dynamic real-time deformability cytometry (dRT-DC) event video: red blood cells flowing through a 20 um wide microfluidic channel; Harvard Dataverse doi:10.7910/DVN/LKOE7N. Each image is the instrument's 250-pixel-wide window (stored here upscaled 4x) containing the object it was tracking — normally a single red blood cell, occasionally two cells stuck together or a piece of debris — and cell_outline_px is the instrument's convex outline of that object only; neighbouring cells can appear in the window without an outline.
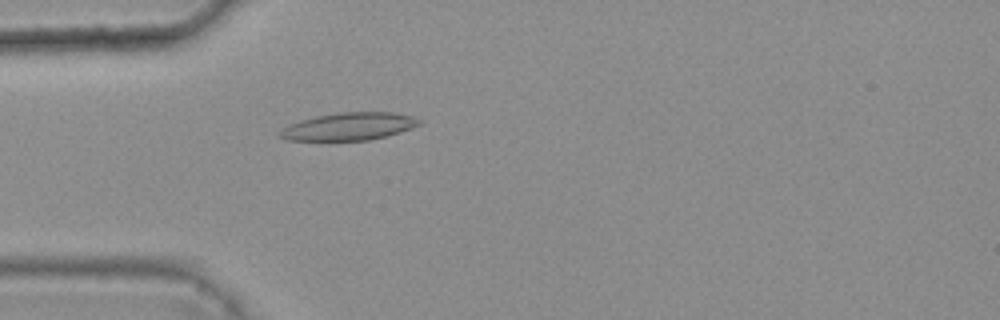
{"species": "common noctule bat (a hibernating species)", "species_latin": "Nyctalus noctula", "temperature_condition": "warm", "stored_images_in_passage": 2, "camera_frame_rate_fps": 3000, "um_per_image_px": 0.085, "animal": {"sex": "female", "body_mass_g": 25.1}, "frame": {"image": 1, "passage_image": 2, "time_ms": 0.333, "image_size_px": [1000, 320], "cell_outline_px": [[420, 124], [412, 128], [400, 132], [368, 140], [284, 140], [276, 136], [276, 132], [288, 124], [300, 120], [316, 116], [340, 112], [392, 112], [412, 116], [420, 120]], "centroid_in_image_um": [29.58, 10.75], "position_along_channel_um": 55.4, "area_um2": 22.48}}